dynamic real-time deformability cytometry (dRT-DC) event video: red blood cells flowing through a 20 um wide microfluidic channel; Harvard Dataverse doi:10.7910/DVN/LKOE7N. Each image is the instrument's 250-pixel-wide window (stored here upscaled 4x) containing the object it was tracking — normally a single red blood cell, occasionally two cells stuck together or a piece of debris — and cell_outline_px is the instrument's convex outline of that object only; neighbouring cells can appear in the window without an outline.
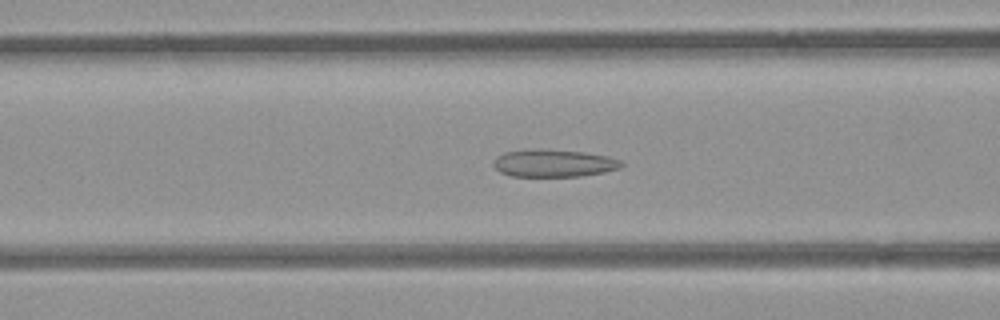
{"species": "common noctule bat (a hibernating species)", "species_latin": "Nyctalus noctula", "temperature_condition": "room temperature", "stored_images_in_passage": 52, "camera_frame_rate_fps": 3000, "um_per_image_px": 0.085, "animal": {"sex": "female", "body_mass_g": 21.9}, "frame": {"image": 1, "passage_image": 20, "time_ms": 6.333, "image_size_px": [1000, 320], "cell_outline_px": [[624, 164], [620, 168], [604, 172], [580, 176], [508, 176], [500, 172], [492, 164], [496, 156], [504, 152], [584, 152], [608, 156], [620, 160]], "centroid_in_image_um": [47.1, 13.93], "position_along_channel_um": 119.5, "area_um2": 19.48}}
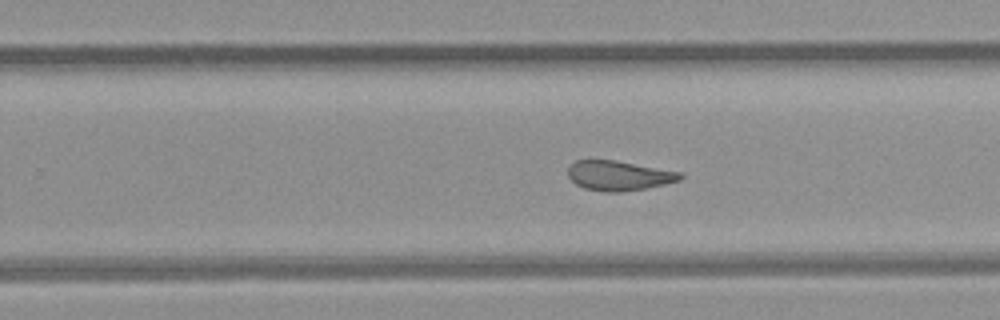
{"frame": {"image": 2, "passage_image": 32, "time_ms": 10.333, "image_size_px": [1000, 320], "cell_outline_px": [[684, 176], [680, 180], [648, 188], [620, 192], [604, 192], [584, 188], [576, 184], [568, 176], [568, 168], [576, 160], [616, 160], [680, 172]], "centroid_in_image_um": [52.6, 14.93], "position_along_channel_um": 277.2, "area_um2": 19.42}}
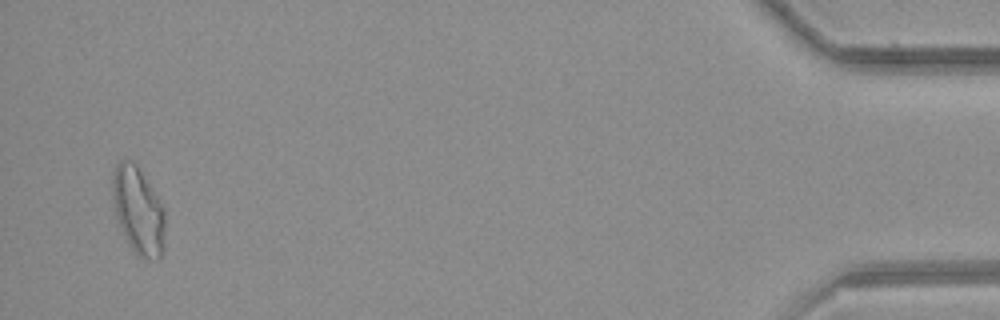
{"frame": {"image": 3, "passage_image": 50, "time_ms": 16.333, "image_size_px": [1000, 320], "cell_outline_px": [[164, 248], [160, 260], [144, 260], [136, 256], [128, 244], [124, 236], [116, 216], [112, 200], [112, 172], [116, 164], [124, 156], [136, 164], [160, 200], [164, 208]], "centroid_in_image_um": [11.74, 17.92], "position_along_channel_um": 423.5, "area_um2": 27.34}, "authors_computed_cell_mechanics": {"area_um2": 21.964, "velocity_mm_per_s": 3.9417, "shape_relaxation_time_tau1_ms": null, "shape_relaxation_time_tau2_ms": 2.0438, "deformation_change_tau1": null, "deformation_change_tau2": 0.0889}}